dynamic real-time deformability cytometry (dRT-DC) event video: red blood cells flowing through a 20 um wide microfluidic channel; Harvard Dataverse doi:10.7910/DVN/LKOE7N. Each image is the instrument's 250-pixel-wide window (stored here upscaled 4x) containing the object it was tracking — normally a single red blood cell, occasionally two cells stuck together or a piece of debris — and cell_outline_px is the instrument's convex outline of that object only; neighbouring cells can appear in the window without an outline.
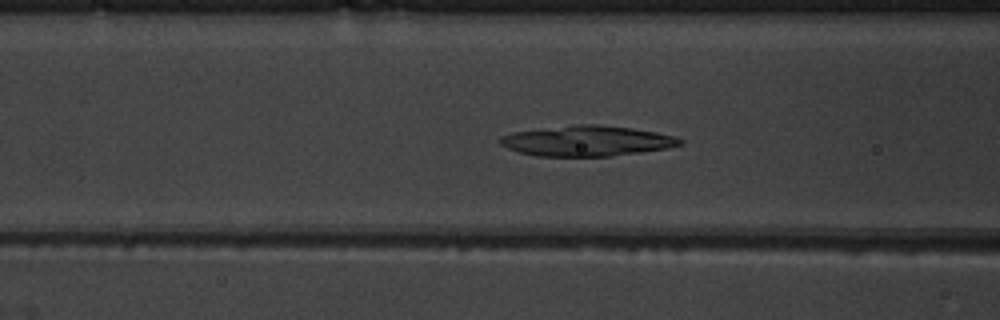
{"species": "common noctule bat (a hibernating species)", "species_latin": "Nyctalus noctula", "temperature_condition": "warm", "stored_images_in_passage": 53, "camera_frame_rate_fps": 3000, "um_per_image_px": 0.085, "animal": {"sex": "male", "body_mass_g": 19.5, "forearm_length_mm": 54.6}, "frame": {"image": 1, "passage_image": 22, "time_ms": 7.0, "image_size_px": [1000, 320], "cell_outline_px": [[684, 144], [668, 148], [640, 152], [608, 156], [536, 156], [520, 152], [508, 148], [500, 144], [500, 136], [512, 132], [580, 124], [596, 124], [632, 128], [656, 132], [676, 136], [684, 140]], "centroid_in_image_um": [49.93, 11.98], "position_along_channel_um": 116.7, "area_um2": 31.73}}
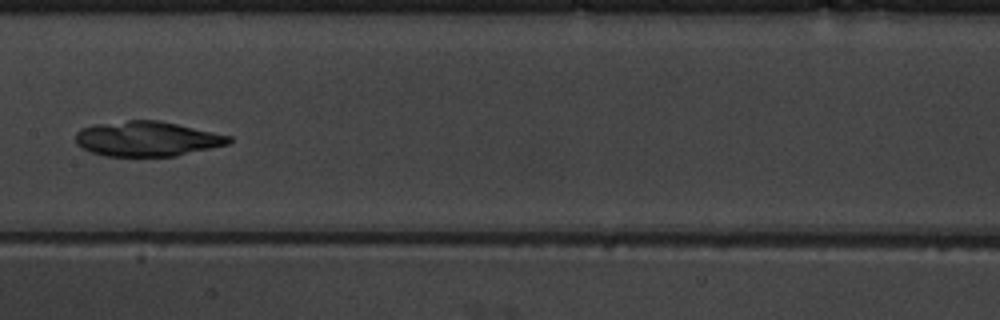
{"frame": {"image": 2, "passage_image": 28, "time_ms": 9.0, "image_size_px": [1000, 320], "cell_outline_px": [[232, 140], [228, 144], [176, 156], [104, 156], [92, 152], [76, 144], [76, 132], [80, 128], [96, 124], [128, 120], [160, 120], [232, 136]], "centroid_in_image_um": [12.5, 11.79], "position_along_channel_um": 194.9, "area_um2": 31.21}}
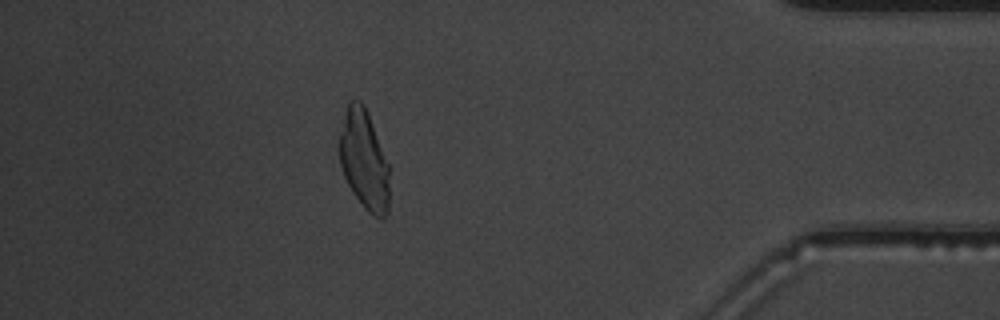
{"frame": {"image": 3, "passage_image": 47, "time_ms": 15.333, "image_size_px": [1000, 320], "cell_outline_px": [[388, 212], [384, 220], [380, 220], [372, 216], [364, 208], [352, 192], [344, 176], [340, 164], [340, 132], [348, 100], [360, 100], [364, 104], [368, 112], [388, 164]], "centroid_in_image_um": [30.95, 13.63], "position_along_channel_um": 404.3, "area_um2": 28.96}}